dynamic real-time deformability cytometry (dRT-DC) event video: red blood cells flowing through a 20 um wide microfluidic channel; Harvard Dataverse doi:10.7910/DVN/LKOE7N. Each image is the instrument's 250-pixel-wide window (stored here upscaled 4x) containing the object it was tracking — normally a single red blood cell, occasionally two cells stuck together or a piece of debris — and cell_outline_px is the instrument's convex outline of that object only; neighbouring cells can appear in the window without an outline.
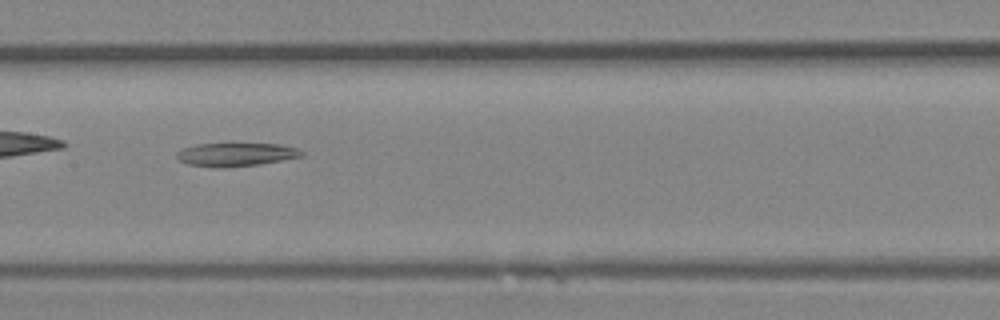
{"species": "Egyptian fruit bat (a non-hibernating species)", "species_latin": "Rousettus aegyptiacus", "temperature_condition": "room temperature", "stored_images_in_passage": 36, "camera_frame_rate_fps": 3000, "um_per_image_px": 0.085, "animal": {"sex": "female"}, "frame": {"image": 1, "passage_image": 16, "time_ms": 5.0, "image_size_px": [1000, 320], "cell_outline_px": [[304, 156], [260, 164], [224, 168], [212, 168], [188, 164], [180, 160], [176, 156], [176, 152], [184, 148], [196, 144], [280, 144], [296, 148], [304, 152]], "centroid_in_image_um": [20.05, 13.14], "position_along_channel_um": 187.3, "area_um2": 17.05}}
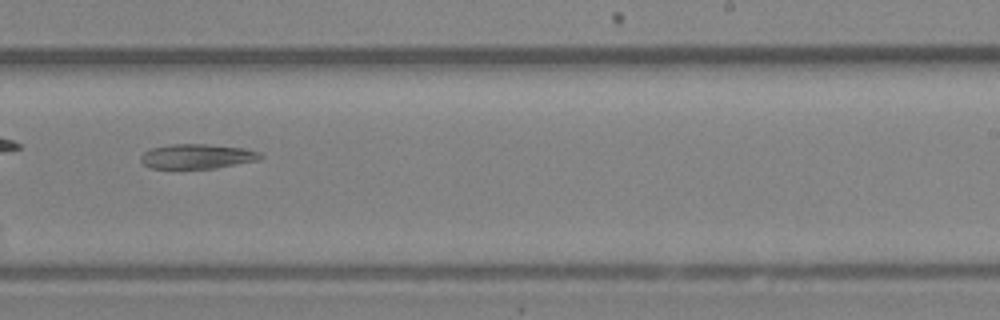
{"frame": {"image": 2, "passage_image": 21, "time_ms": 6.667, "image_size_px": [1000, 320], "cell_outline_px": [[264, 156], [260, 160], [216, 168], [152, 168], [144, 164], [140, 160], [140, 156], [144, 152], [152, 148], [172, 144], [208, 144], [244, 148], [260, 152]], "centroid_in_image_um": [16.8, 13.29], "position_along_channel_um": 272.2, "area_um2": 17.22}}
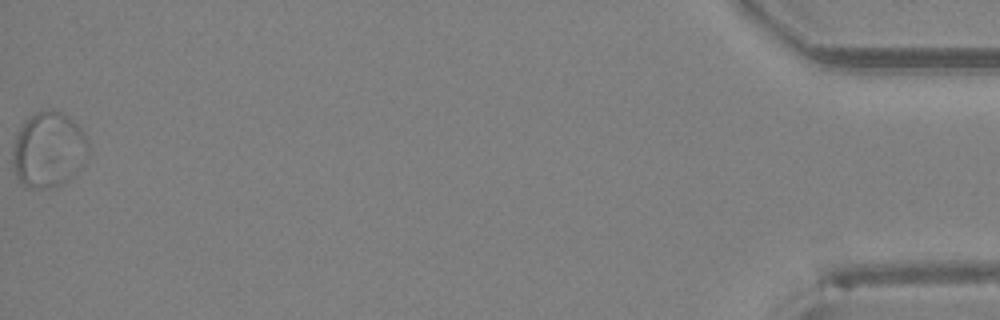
{"frame": {"image": 3, "passage_image": 36, "time_ms": 11.667, "image_size_px": [1000, 320], "cell_outline_px": [[88, 156], [80, 168], [68, 180], [56, 188], [28, 188], [20, 184], [16, 176], [12, 160], [12, 152], [16, 136], [20, 128], [36, 112], [52, 108], [64, 112], [88, 136]], "centroid_in_image_um": [4.14, 12.75], "position_along_channel_um": 431.1, "area_um2": 33.64}}